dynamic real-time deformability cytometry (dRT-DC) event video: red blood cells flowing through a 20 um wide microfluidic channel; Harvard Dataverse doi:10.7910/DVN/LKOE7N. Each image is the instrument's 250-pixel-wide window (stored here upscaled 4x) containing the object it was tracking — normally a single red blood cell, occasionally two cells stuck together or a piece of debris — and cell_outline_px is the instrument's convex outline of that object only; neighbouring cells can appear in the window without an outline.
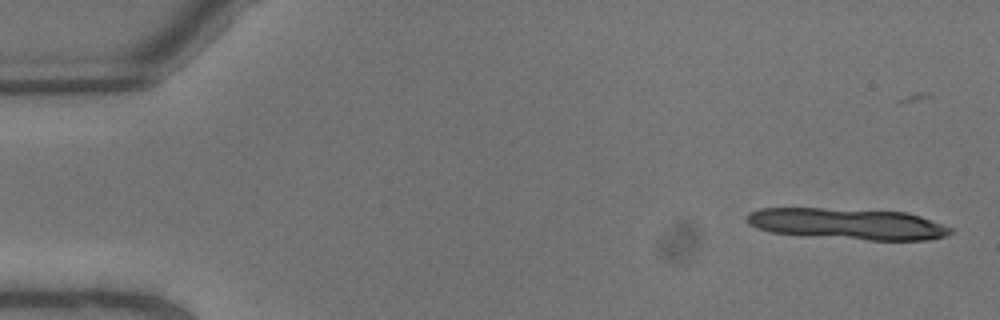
{"species": "common noctule bat (a hibernating species)", "species_latin": "Nyctalus noctula", "temperature_condition": "warm", "stored_images_in_passage": 9, "camera_frame_rate_fps": 3000, "um_per_image_px": 0.085, "animal": {"sex": "male", "body_mass_g": 13.3}, "frame": {"image": 1, "passage_image": 2, "time_ms": 0.333, "image_size_px": [1000, 320], "cell_outline_px": [[952, 232], [948, 236], [928, 240], [868, 240], [804, 236], [768, 232], [756, 228], [748, 224], [744, 220], [744, 216], [748, 212], [760, 208], [824, 208], [908, 212], [932, 220], [952, 228]], "centroid_in_image_um": [71.98, 19.03], "position_along_channel_um": 13.0, "area_um2": 37.69}}
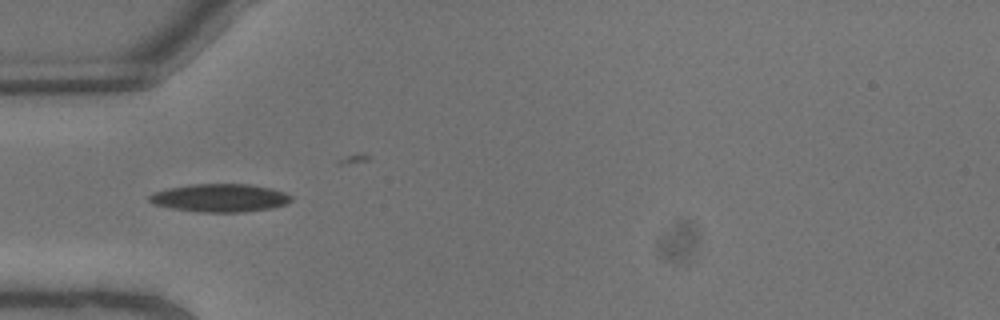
{"frame": {"image": 2, "passage_image": 8, "time_ms": 2.333, "image_size_px": [1000, 320], "cell_outline_px": [[292, 200], [284, 204], [272, 208], [244, 212], [200, 212], [172, 208], [152, 204], [148, 200], [148, 196], [152, 192], [168, 188], [192, 184], [248, 184], [272, 188], [284, 192], [292, 196]], "centroid_in_image_um": [18.67, 16.82], "position_along_channel_um": 66.3, "area_um2": 23.29}}
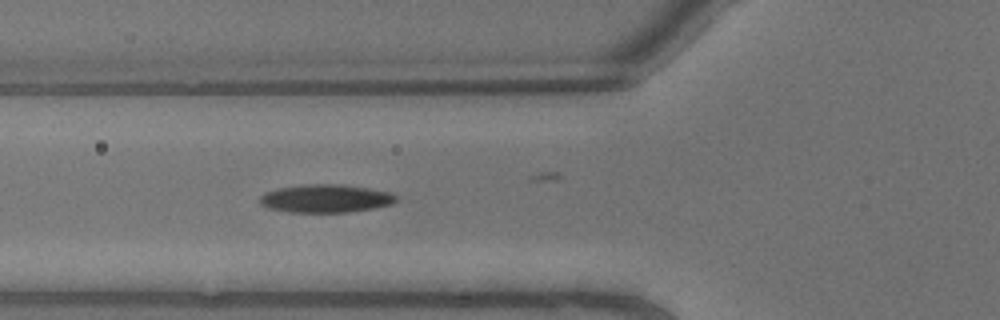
{"frame": {"image": 3, "passage_image": 9, "time_ms": 2.667, "image_size_px": [1000, 320], "cell_outline_px": [[396, 200], [392, 204], [372, 208], [348, 212], [292, 212], [268, 208], [260, 204], [260, 196], [264, 192], [276, 188], [300, 184], [344, 184], [392, 192], [396, 196]], "centroid_in_image_um": [27.65, 16.85], "position_along_channel_um": 98.1, "area_um2": 22.48}}